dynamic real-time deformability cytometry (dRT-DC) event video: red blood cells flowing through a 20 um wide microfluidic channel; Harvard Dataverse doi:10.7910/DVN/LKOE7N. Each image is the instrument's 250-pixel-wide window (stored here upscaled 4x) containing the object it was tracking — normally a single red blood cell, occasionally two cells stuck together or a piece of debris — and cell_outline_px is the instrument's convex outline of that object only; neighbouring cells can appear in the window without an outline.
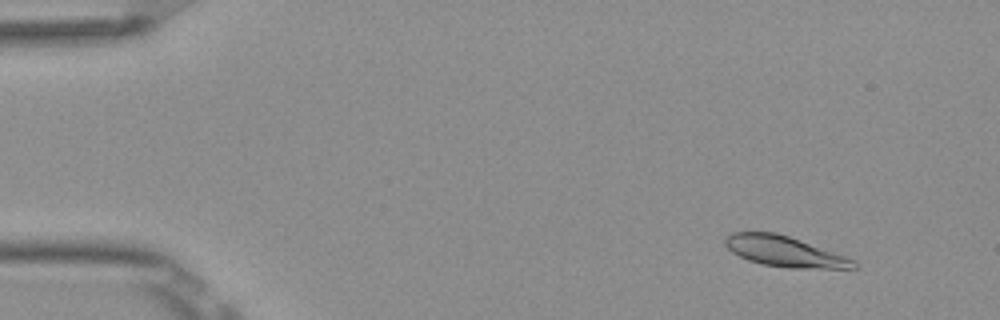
{"species": "Egyptian fruit bat (a non-hibernating species)", "species_latin": "Rousettus aegyptiacus", "temperature_condition": "room temperature", "stored_images_in_passage": 53, "camera_frame_rate_fps": 3000, "um_per_image_px": 0.085, "frame": {"image": 1, "passage_image": 6, "time_ms": 1.667, "image_size_px": [1000, 320], "cell_outline_px": [[856, 268], [788, 268], [760, 264], [748, 260], [732, 252], [724, 244], [724, 236], [732, 232], [776, 232], [788, 236], [856, 260]], "centroid_in_image_um": [66.63, 21.37], "position_along_channel_um": 18.4, "area_um2": 22.72}}
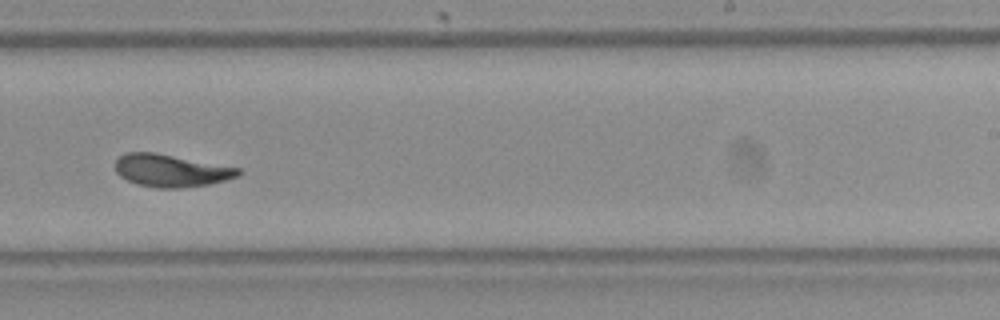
{"frame": {"image": 2, "passage_image": 34, "time_ms": 11.0, "image_size_px": [1000, 320], "cell_outline_px": [[244, 172], [240, 176], [208, 184], [180, 188], [156, 188], [136, 184], [120, 176], [116, 172], [116, 160], [124, 152], [156, 152], [240, 168]], "centroid_in_image_um": [14.55, 14.49], "position_along_channel_um": 274.5, "area_um2": 23.41}}
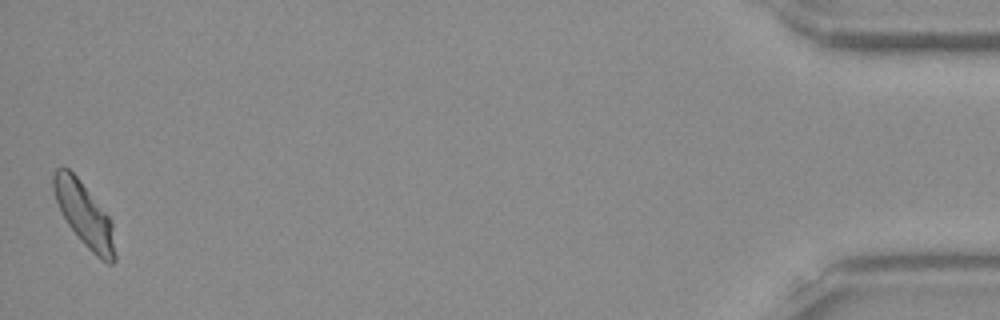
{"frame": {"image": 3, "passage_image": 53, "time_ms": 17.333, "image_size_px": [1000, 320], "cell_outline_px": [[116, 260], [112, 264], [108, 264], [96, 256], [80, 240], [68, 224], [56, 200], [52, 188], [52, 172], [56, 168], [68, 168], [80, 180], [112, 220], [116, 256]], "centroid_in_image_um": [7.18, 18.25], "position_along_channel_um": 428.0, "area_um2": 22.83}, "authors_computed_cell_mechanics": {"area_um2": 23.1778, "velocity_mm_per_s": 3.8579, "shape_relaxation_time_tau1_ms": 5.9571, "shape_relaxation_time_tau2_ms": 1.971, "deformation_change_tau1": 0.1938, "deformation_change_tau2": 0.0643}}